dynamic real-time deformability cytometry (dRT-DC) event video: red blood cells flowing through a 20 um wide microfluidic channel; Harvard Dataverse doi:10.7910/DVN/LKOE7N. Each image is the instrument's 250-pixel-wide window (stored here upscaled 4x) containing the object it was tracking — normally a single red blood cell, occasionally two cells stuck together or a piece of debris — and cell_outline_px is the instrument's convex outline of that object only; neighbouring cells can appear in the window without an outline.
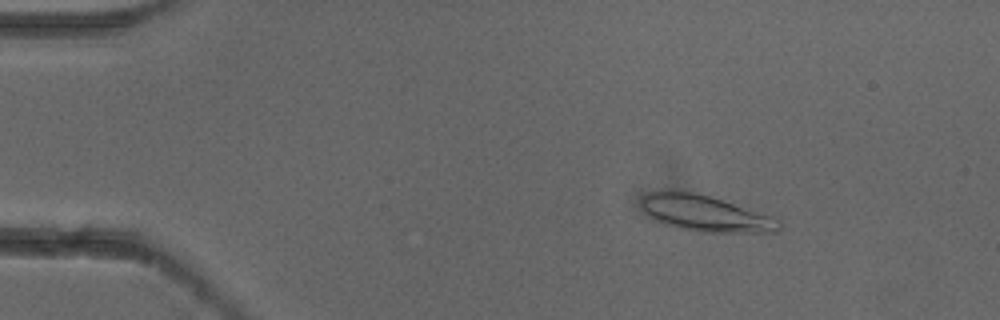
{"species": "common noctule bat (a hibernating species)", "species_latin": "Nyctalus noctula", "temperature_condition": "cold", "stored_images_in_passage": 4, "camera_frame_rate_fps": 3000, "um_per_image_px": 0.085, "animal": {"sex": "female"}, "frame": {"image": 1, "passage_image": 2, "time_ms": 0.333, "image_size_px": [1000, 320], "cell_outline_px": [[780, 228], [776, 232], [696, 232], [664, 224], [648, 216], [644, 212], [640, 204], [640, 200], [648, 192], [660, 188], [668, 188], [692, 192], [708, 196], [772, 216], [780, 220]], "centroid_in_image_um": [59.85, 18.11], "position_along_channel_um": 25.2, "area_um2": 29.19}}